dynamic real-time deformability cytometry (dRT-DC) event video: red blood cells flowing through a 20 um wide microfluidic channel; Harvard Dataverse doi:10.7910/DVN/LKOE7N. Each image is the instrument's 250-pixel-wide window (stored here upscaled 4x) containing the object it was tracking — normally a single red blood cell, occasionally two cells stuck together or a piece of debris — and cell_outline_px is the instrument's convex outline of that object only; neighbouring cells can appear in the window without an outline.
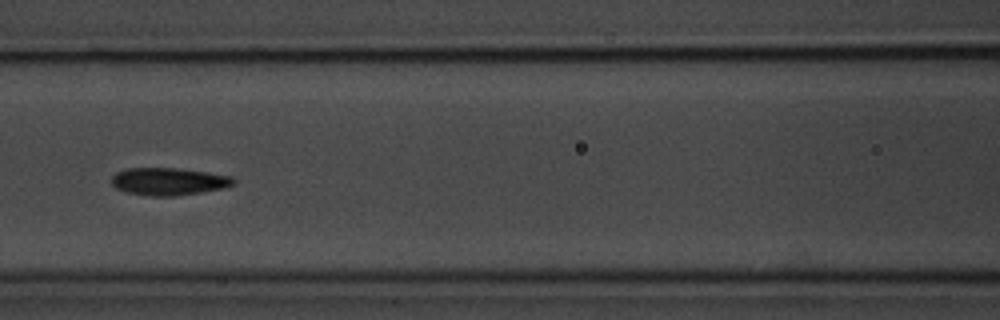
{"species": "common noctule bat (a hibernating species)", "species_latin": "Nyctalus noctula", "temperature_condition": "room temperature", "stored_images_in_passage": 8, "segment_of_instrument_passage": [1, 2], "camera_frame_rate_fps": 3000, "um_per_image_px": 0.085, "animal": {"sex": "male", "body_mass_g": 20.1, "forearm_length_mm": 53.5}, "frame": {"image": 1, "passage_image": 6, "time_ms": 6.0, "image_size_px": [1000, 320], "cell_outline_px": [[236, 184], [224, 188], [200, 192], [172, 196], [148, 196], [128, 192], [116, 188], [112, 184], [112, 176], [116, 172], [128, 168], [180, 168], [208, 172], [232, 176], [236, 180]], "centroid_in_image_um": [14.37, 15.41], "position_along_channel_um": 152.2, "area_um2": 19.59}}
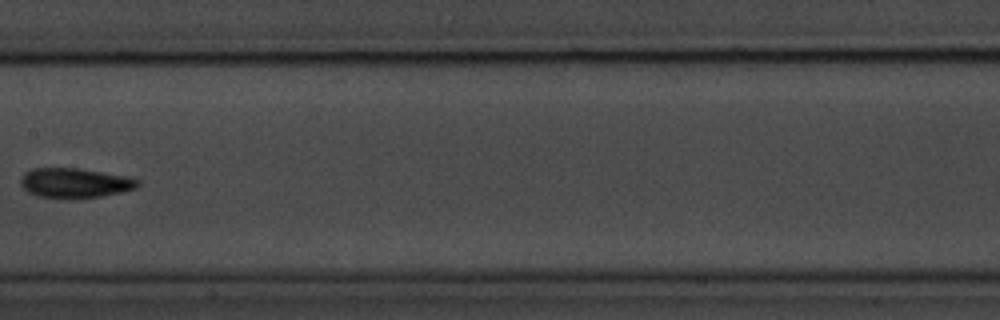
{"frame": {"image": 2, "passage_image": 7, "time_ms": 7.333, "image_size_px": [1000, 320], "cell_outline_px": [[140, 184], [136, 188], [104, 196], [76, 200], [72, 200], [36, 196], [28, 192], [20, 184], [20, 180], [24, 172], [32, 168], [80, 168], [124, 176], [140, 180]], "centroid_in_image_um": [6.33, 15.57], "position_along_channel_um": 201.1, "area_um2": 20.75}}